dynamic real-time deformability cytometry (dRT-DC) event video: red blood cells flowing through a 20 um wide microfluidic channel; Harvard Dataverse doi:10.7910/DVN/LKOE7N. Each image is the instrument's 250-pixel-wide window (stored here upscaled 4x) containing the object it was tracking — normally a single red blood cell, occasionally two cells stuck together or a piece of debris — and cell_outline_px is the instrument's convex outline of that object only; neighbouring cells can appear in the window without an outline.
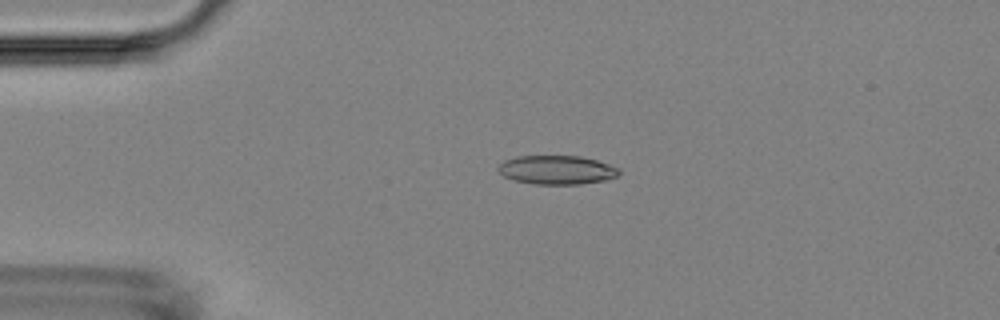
{"species": "Egyptian fruit bat (a non-hibernating species)", "species_latin": "Rousettus aegyptiacus", "temperature_condition": "room temperature", "stored_images_in_passage": 5, "camera_frame_rate_fps": 3000, "um_per_image_px": 0.085, "animal": {"sex": "female"}, "frame": {"image": 1, "passage_image": 3, "time_ms": 2.333, "image_size_px": [1000, 320], "cell_outline_px": [[620, 176], [604, 180], [580, 184], [532, 184], [516, 180], [504, 176], [496, 168], [504, 160], [516, 156], [580, 156], [596, 160], [620, 168]], "centroid_in_image_um": [47.34, 14.44], "position_along_channel_um": 37.7, "area_um2": 20.35}}